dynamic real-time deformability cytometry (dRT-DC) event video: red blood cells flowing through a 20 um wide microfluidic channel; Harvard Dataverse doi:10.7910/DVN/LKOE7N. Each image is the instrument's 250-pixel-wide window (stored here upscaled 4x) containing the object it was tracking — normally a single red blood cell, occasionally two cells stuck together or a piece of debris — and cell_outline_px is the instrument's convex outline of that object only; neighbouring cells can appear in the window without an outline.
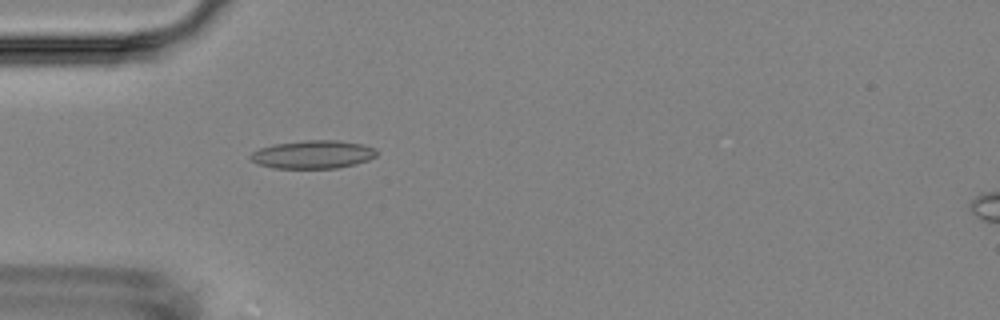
{"species": "Egyptian fruit bat (a non-hibernating species)", "species_latin": "Rousettus aegyptiacus", "temperature_condition": "room temperature", "stored_images_in_passage": 2, "camera_frame_rate_fps": 3000, "um_per_image_px": 0.085, "animal": {"sex": "female"}, "frame": {"image": 1, "passage_image": 2, "time_ms": 1.0, "image_size_px": [1000, 320], "cell_outline_px": [[376, 156], [368, 160], [356, 164], [336, 168], [272, 168], [260, 164], [252, 160], [248, 156], [252, 152], [260, 148], [272, 144], [304, 140], [336, 140], [364, 144], [376, 148]], "centroid_in_image_um": [26.61, 13.12], "position_along_channel_um": 58.4, "area_um2": 20.81}}